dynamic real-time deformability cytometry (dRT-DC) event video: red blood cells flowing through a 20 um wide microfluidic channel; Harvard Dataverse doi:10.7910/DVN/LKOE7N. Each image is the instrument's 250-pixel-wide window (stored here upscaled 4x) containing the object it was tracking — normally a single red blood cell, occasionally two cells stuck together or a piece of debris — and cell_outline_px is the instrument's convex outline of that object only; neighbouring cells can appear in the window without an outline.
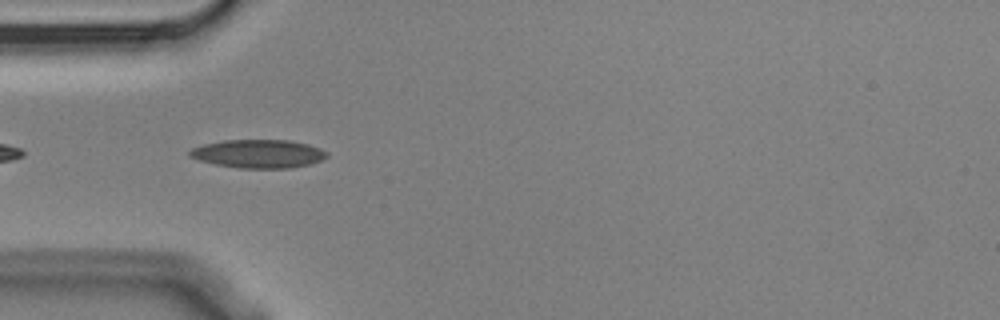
{"species": "Egyptian fruit bat (a non-hibernating species)", "species_latin": "Rousettus aegyptiacus", "temperature_condition": "cold", "stored_images_in_passage": 5, "camera_frame_rate_fps": 3000, "um_per_image_px": 0.085, "animal": {"sex": "male"}, "frame": {"image": 1, "passage_image": 5, "time_ms": 1.333, "image_size_px": [1000, 320], "cell_outline_px": [[328, 156], [320, 160], [308, 164], [288, 168], [240, 168], [216, 164], [200, 160], [188, 156], [188, 152], [192, 148], [204, 144], [224, 140], [288, 140], [308, 144], [320, 148], [328, 152]], "centroid_in_image_um": [21.96, 13.06], "position_along_channel_um": 63.0, "area_um2": 22.54}}